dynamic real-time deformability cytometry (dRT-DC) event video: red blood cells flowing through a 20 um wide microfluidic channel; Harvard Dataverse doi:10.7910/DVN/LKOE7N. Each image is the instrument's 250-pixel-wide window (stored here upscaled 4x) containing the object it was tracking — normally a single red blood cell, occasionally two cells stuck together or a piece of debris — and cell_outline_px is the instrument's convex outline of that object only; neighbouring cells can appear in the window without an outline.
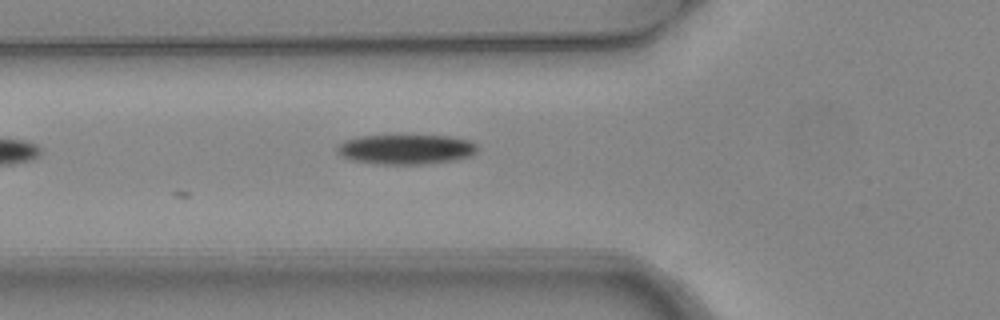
{"species": "common noctule bat (a hibernating species)", "species_latin": "Nyctalus noctula", "temperature_condition": "warm", "stored_images_in_passage": 6, "camera_frame_rate_fps": 3000, "um_per_image_px": 0.085, "animal": {"sex": "female", "body_mass_g": 24.6, "forearm_length_mm": 56.2}, "frame": {"image": 1, "passage_image": 6, "time_ms": 1.667, "image_size_px": [1000, 320], "cell_outline_px": [[476, 152], [472, 156], [452, 160], [420, 164], [376, 164], [348, 160], [340, 156], [336, 152], [336, 148], [344, 140], [360, 136], [448, 136], [468, 140], [476, 144]], "centroid_in_image_um": [34.44, 12.7], "position_along_channel_um": 91.4, "area_um2": 24.33}}